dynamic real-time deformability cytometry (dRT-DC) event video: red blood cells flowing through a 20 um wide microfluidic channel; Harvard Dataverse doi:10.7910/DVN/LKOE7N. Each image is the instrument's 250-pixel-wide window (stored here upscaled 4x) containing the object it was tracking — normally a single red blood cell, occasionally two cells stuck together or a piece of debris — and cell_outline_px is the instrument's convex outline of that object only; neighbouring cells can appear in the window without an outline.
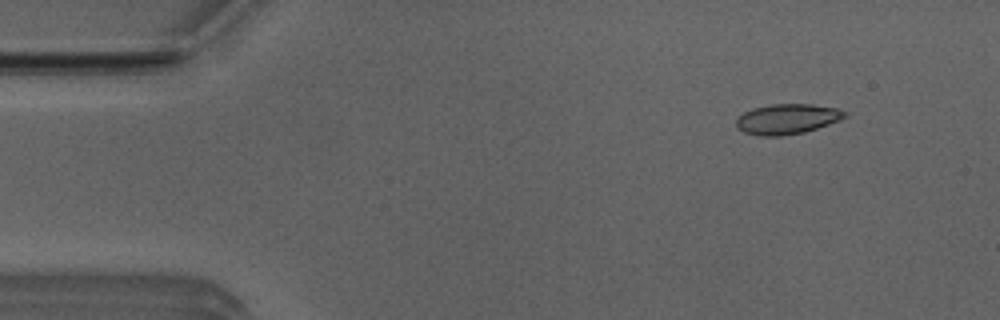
{"species": "Egyptian fruit bat (a non-hibernating species)", "species_latin": "Rousettus aegyptiacus", "temperature_condition": "room temperature", "stored_images_in_passage": 5, "camera_frame_rate_fps": 3000, "um_per_image_px": 0.085, "animal": {"sex": "male"}, "frame": {"image": 1, "passage_image": 2, "time_ms": 0.333, "image_size_px": [1000, 320], "cell_outline_px": [[848, 116], [840, 120], [804, 132], [780, 136], [760, 136], [744, 132], [736, 128], [736, 120], [744, 112], [752, 108], [772, 104], [812, 104], [836, 108], [848, 112]], "centroid_in_image_um": [66.91, 10.11], "position_along_channel_um": 18.1, "area_um2": 19.13}}